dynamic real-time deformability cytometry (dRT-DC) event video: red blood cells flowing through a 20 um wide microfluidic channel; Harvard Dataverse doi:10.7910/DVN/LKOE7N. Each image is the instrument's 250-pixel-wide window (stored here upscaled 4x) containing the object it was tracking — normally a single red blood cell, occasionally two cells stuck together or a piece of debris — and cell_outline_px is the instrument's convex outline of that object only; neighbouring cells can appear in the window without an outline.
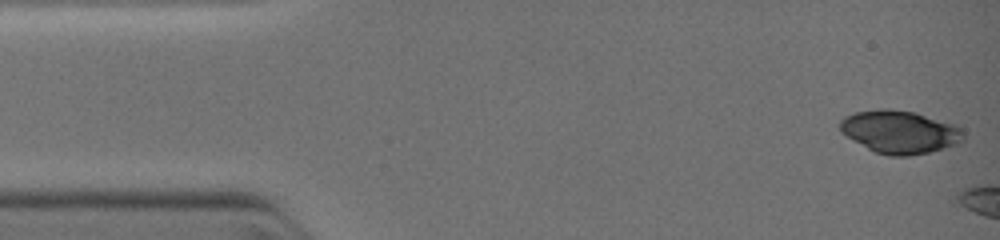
{"species": "common noctule bat (a hibernating species)", "species_latin": "Nyctalus noctula", "temperature_condition": "warm", "stored_images_in_passage": 5, "camera_frame_rate_fps": 3000, "um_per_image_px": 0.085, "animal": {"sex": "female", "body_mass_g": 19.0, "forearm_length_mm": 51.5}, "frame": {"image": 1, "passage_image": 1, "time_ms": 0.0, "image_size_px": [1000, 240], "cell_outline_px": [[964, 140], [956, 144], [944, 148], [928, 152], [908, 156], [888, 156], [876, 152], [852, 140], [840, 132], [840, 120], [844, 116], [856, 112], [880, 108], [888, 108], [912, 112], [956, 124], [964, 132]], "centroid_in_image_um": [76.47, 11.21], "position_along_channel_um": 8.5, "area_um2": 30.87}}